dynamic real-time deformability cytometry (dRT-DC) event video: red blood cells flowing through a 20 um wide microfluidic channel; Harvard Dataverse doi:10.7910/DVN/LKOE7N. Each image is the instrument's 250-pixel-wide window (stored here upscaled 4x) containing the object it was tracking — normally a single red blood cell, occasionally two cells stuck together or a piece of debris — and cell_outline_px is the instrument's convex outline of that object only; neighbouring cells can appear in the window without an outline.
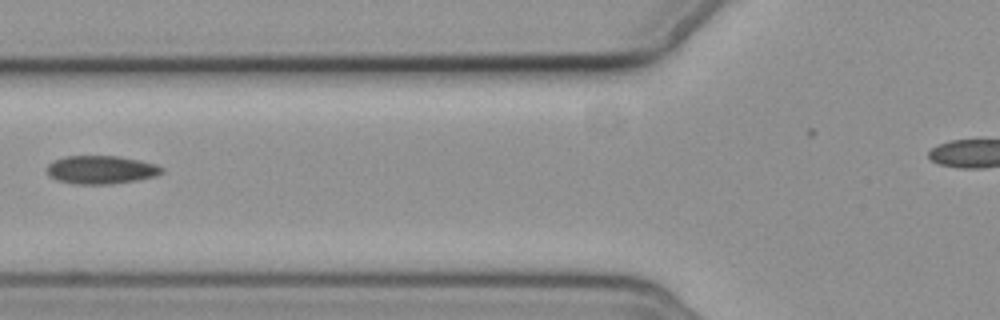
{"species": "common noctule bat (a hibernating species)", "species_latin": "Nyctalus noctula", "temperature_condition": "cold", "stored_images_in_passage": 5, "camera_frame_rate_fps": 3000, "um_per_image_px": 0.085, "animal": {"sex": "female", "body_mass_g": 19.3, "forearm_length_mm": 54.1}, "frame": {"image": 1, "passage_image": 4, "time_ms": 3.667, "image_size_px": [1000, 320], "cell_outline_px": [[164, 172], [156, 176], [136, 180], [112, 184], [72, 184], [56, 180], [48, 176], [48, 164], [52, 160], [64, 156], [120, 156], [140, 160], [156, 164], [164, 168]], "centroid_in_image_um": [8.58, 14.43], "position_along_channel_um": 117.2, "area_um2": 19.19}}